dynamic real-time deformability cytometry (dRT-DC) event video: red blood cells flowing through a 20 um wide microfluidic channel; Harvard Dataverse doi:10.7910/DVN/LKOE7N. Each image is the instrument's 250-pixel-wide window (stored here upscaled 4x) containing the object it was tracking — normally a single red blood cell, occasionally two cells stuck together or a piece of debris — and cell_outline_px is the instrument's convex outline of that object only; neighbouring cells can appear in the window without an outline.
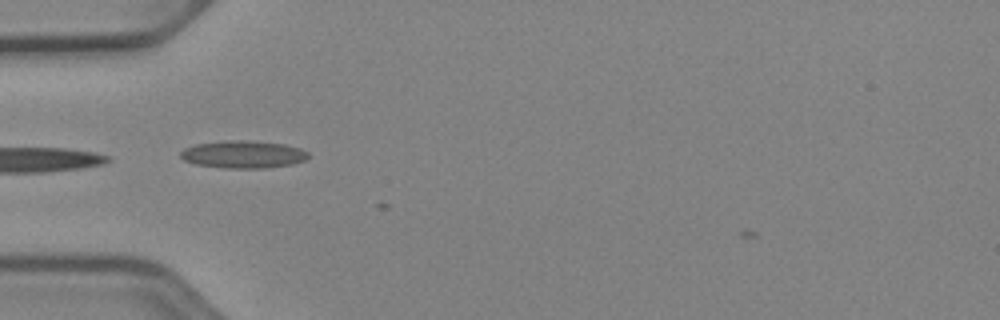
{"species": "Egyptian fruit bat (a non-hibernating species)", "species_latin": "Rousettus aegyptiacus", "temperature_condition": "cold", "stored_images_in_passage": 25, "camera_frame_rate_fps": 3000, "um_per_image_px": 0.085, "animal": {"sex": "female"}, "frame": {"image": 1, "passage_image": 6, "time_ms": 1.667, "image_size_px": [1000, 320], "cell_outline_px": [[308, 156], [304, 160], [292, 164], [264, 168], [224, 168], [196, 164], [184, 160], [180, 156], [180, 152], [184, 148], [196, 144], [228, 140], [244, 140], [284, 144], [300, 148], [308, 152]], "centroid_in_image_um": [20.65, 13.12], "position_along_channel_um": 64.3, "area_um2": 20.35}}
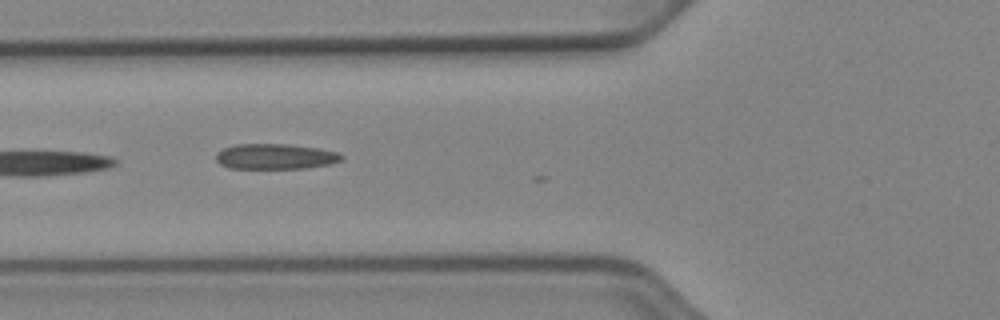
{"frame": {"image": 2, "passage_image": 9, "time_ms": 2.667, "image_size_px": [1000, 320], "cell_outline_px": [[344, 156], [340, 160], [328, 164], [308, 168], [228, 168], [220, 164], [216, 160], [216, 152], [224, 148], [236, 144], [292, 144], [320, 148], [336, 152]], "centroid_in_image_um": [23.38, 13.29], "position_along_channel_um": 102.4, "area_um2": 18.61}}